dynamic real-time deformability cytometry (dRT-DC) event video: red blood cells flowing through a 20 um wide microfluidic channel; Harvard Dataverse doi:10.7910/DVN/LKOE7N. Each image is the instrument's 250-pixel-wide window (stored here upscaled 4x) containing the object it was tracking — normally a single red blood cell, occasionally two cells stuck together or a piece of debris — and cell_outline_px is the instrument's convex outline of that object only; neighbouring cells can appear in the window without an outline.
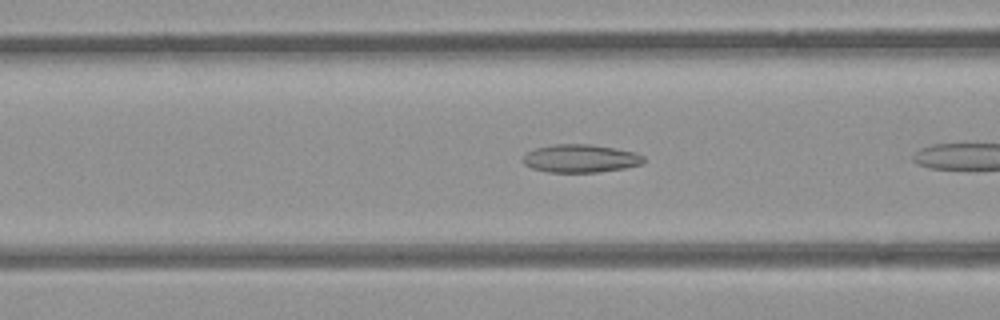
{"species": "common noctule bat (a hibernating species)", "species_latin": "Nyctalus noctula", "temperature_condition": "room temperature", "stored_images_in_passage": 6, "camera_frame_rate_fps": 3000, "um_per_image_px": 0.085, "animal": {"sex": "female", "body_mass_g": 21.9}, "frame": {"image": 1, "passage_image": 5, "time_ms": 1.333, "image_size_px": [1000, 320], "cell_outline_px": [[644, 160], [640, 164], [624, 168], [600, 172], [548, 172], [532, 168], [524, 164], [520, 160], [528, 152], [536, 148], [556, 144], [592, 144], [636, 152], [644, 156]], "centroid_in_image_um": [49.33, 13.47], "position_along_channel_um": 117.3, "area_um2": 19.71}}